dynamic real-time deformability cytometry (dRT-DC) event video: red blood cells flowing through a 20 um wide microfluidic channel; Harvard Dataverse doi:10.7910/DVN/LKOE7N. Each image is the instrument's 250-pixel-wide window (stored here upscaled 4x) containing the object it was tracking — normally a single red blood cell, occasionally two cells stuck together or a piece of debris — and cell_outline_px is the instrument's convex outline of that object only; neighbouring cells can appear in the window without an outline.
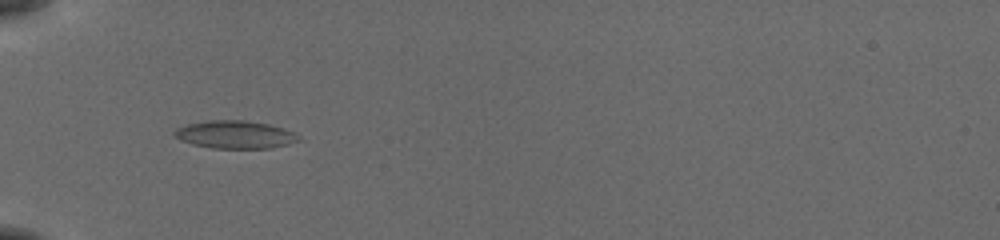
{"species": "common noctule bat (a hibernating species)", "species_latin": "Nyctalus noctula", "temperature_condition": "cold", "stored_images_in_passage": 36, "camera_frame_rate_fps": 3000, "um_per_image_px": 0.085, "animal": {"sex": "female", "body_mass_g": 19.5, "forearm_length_mm": 54.1}, "frame": {"image": 1, "passage_image": 1, "time_ms": 0.0, "image_size_px": [1000, 240], "cell_outline_px": [[300, 140], [288, 144], [272, 148], [212, 148], [192, 144], [180, 140], [172, 136], [172, 132], [176, 128], [184, 124], [204, 120], [248, 120], [268, 124], [284, 128], [292, 132]], "centroid_in_image_um": [19.89, 11.43], "position_along_channel_um": 65.1, "area_um2": 20.35}}
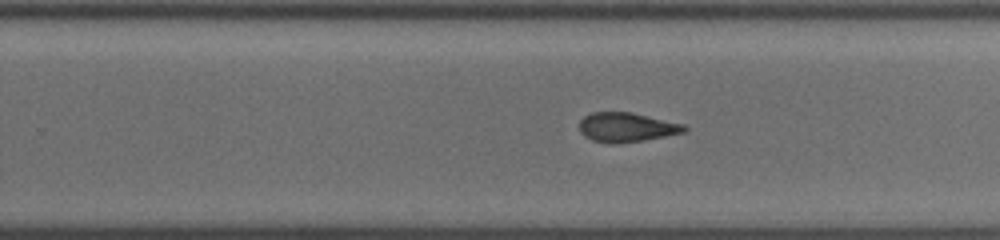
{"frame": {"image": 2, "passage_image": 18, "time_ms": 5.667, "image_size_px": [1000, 240], "cell_outline_px": [[688, 128], [684, 132], [644, 140], [612, 144], [592, 140], [584, 136], [580, 132], [580, 120], [584, 116], [592, 112], [632, 112], [684, 124]], "centroid_in_image_um": [53.24, 10.81], "position_along_channel_um": 276.6, "area_um2": 17.92}}
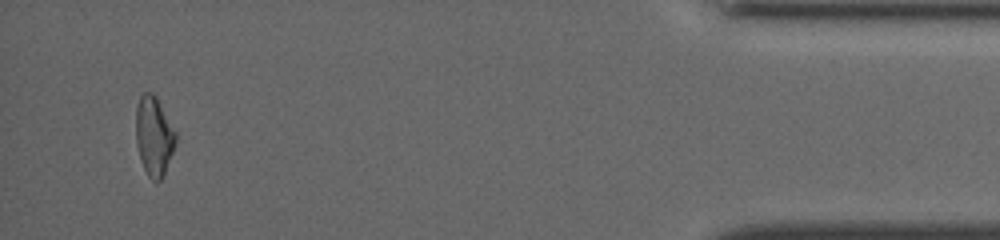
{"frame": {"image": 3, "passage_image": 34, "time_ms": 11.0, "image_size_px": [1000, 240], "cell_outline_px": [[176, 144], [164, 176], [160, 180], [152, 180], [148, 176], [140, 160], [136, 144], [136, 108], [140, 96], [144, 92], [152, 92], [156, 96], [176, 132]], "centroid_in_image_um": [13.09, 11.57], "position_along_channel_um": 422.1, "area_um2": 18.5}, "authors_computed_cell_mechanics": {"area_um2": 18.1203, "velocity_mm_per_s": 3.8629, "shape_relaxation_time_tau1_ms": null, "shape_relaxation_time_tau2_ms": 2.7684, "deformation_change_tau1": null, "deformation_change_tau2": 0.103}}